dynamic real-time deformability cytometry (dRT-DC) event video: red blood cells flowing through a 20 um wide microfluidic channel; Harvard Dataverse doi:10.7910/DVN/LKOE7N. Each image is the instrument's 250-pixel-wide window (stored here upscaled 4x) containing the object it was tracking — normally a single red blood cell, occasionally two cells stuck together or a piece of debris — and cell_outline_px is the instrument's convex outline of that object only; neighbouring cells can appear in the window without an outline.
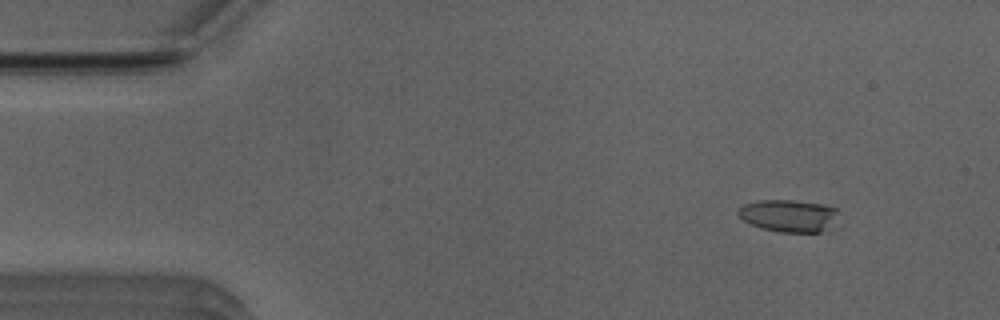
{"species": "Egyptian fruit bat (a non-hibernating species)", "species_latin": "Rousettus aegyptiacus", "temperature_condition": "room temperature", "stored_images_in_passage": 55, "camera_frame_rate_fps": 3000, "um_per_image_px": 0.085, "animal": {"sex": "male"}, "frame": {"image": 1, "passage_image": 6, "time_ms": 1.667, "image_size_px": [1000, 320], "cell_outline_px": [[836, 212], [820, 232], [780, 232], [760, 228], [744, 220], [736, 212], [744, 204], [760, 200], [792, 200], [820, 204], [836, 208]], "centroid_in_image_um": [66.9, 18.32], "position_along_channel_um": 18.1, "area_um2": 18.03}}
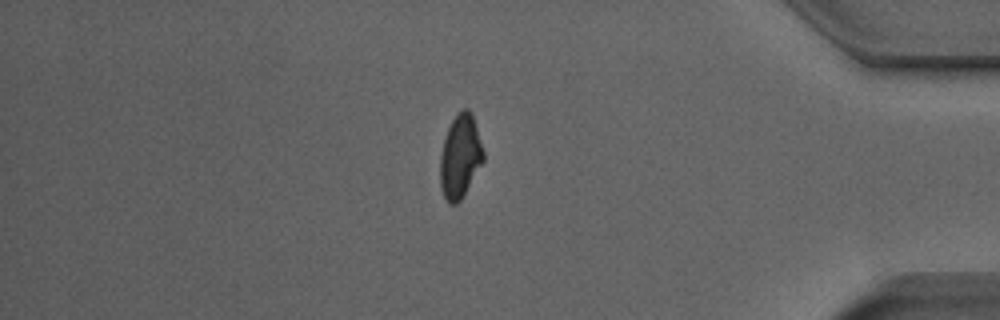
{"frame": {"image": 2, "passage_image": 55, "time_ms": 18.0, "image_size_px": [1000, 320], "cell_outline_px": [[484, 160], [460, 200], [456, 204], [448, 204], [440, 188], [440, 156], [444, 140], [448, 128], [456, 112], [464, 108], [468, 108], [472, 112], [484, 152]], "centroid_in_image_um": [39.11, 13.27], "position_along_channel_um": 396.1, "area_um2": 20.98}}